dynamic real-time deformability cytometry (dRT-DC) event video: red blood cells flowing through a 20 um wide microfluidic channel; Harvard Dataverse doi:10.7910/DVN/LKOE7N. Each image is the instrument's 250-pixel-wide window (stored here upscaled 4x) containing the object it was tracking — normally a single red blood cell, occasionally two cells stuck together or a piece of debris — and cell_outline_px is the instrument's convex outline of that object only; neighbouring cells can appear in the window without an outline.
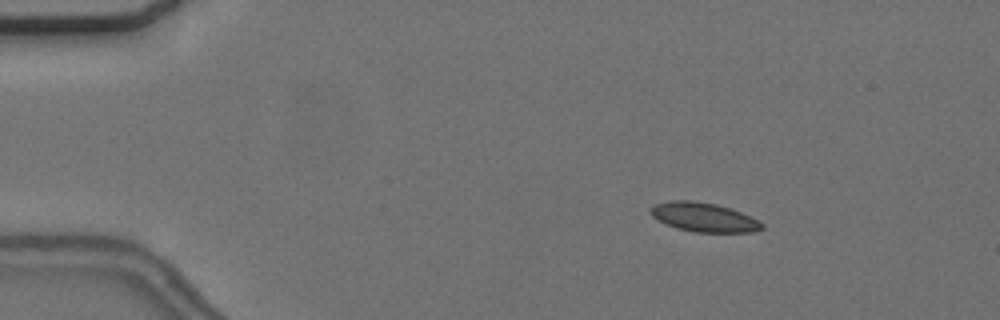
{"species": "common noctule bat (a hibernating species)", "species_latin": "Nyctalus noctula", "temperature_condition": "cold", "stored_images_in_passage": 54, "camera_frame_rate_fps": 3000, "um_per_image_px": 0.085, "animal": {"sex": "female", "body_mass_g": 24.6, "forearm_length_mm": 56.2}, "frame": {"image": 1, "passage_image": 6, "time_ms": 1.667, "image_size_px": [1000, 320], "cell_outline_px": [[764, 228], [752, 232], [696, 232], [676, 228], [652, 216], [652, 208], [656, 204], [668, 200], [692, 200], [716, 204], [740, 212], [760, 220], [764, 224]], "centroid_in_image_um": [59.87, 18.46], "position_along_channel_um": 25.1, "area_um2": 18.67}}
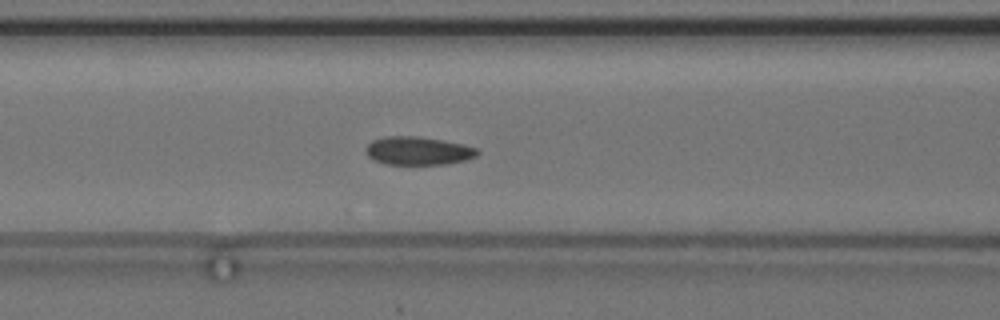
{"frame": {"image": 2, "passage_image": 21, "time_ms": 6.667, "image_size_px": [1000, 320], "cell_outline_px": [[480, 152], [476, 156], [464, 160], [444, 164], [384, 164], [372, 160], [364, 152], [364, 148], [372, 140], [384, 136], [420, 136], [464, 144], [476, 148]], "centroid_in_image_um": [35.48, 12.81], "position_along_channel_um": 131.1, "area_um2": 18.55}}
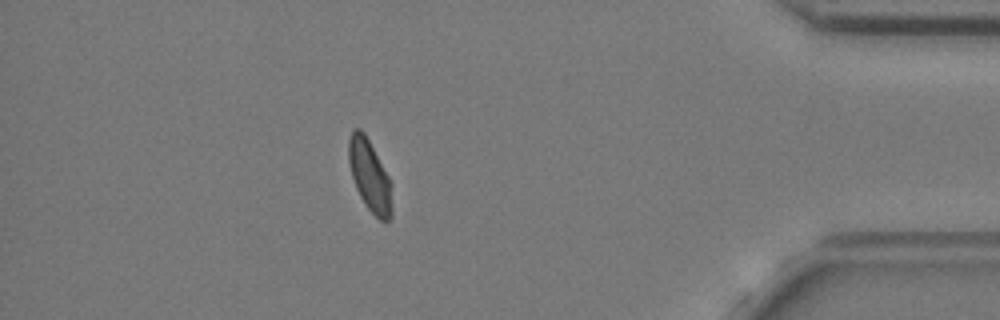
{"frame": {"image": 3, "passage_image": 47, "time_ms": 15.333, "image_size_px": [1000, 320], "cell_outline_px": [[392, 216], [388, 220], [380, 220], [364, 204], [356, 188], [352, 176], [348, 160], [348, 140], [352, 128], [360, 128], [364, 132], [388, 176], [392, 184]], "centroid_in_image_um": [31.42, 14.93], "position_along_channel_um": 403.8, "area_um2": 18.03}, "authors_computed_cell_mechanics": {"area_um2": 18.2937, "velocity_mm_per_s": 3.6483, "shape_relaxation_time_tau1_ms": 5.2189, "shape_relaxation_time_tau2_ms": 1.4425, "deformation_change_tau1": 0.1074, "deformation_change_tau2": 0.0734}}